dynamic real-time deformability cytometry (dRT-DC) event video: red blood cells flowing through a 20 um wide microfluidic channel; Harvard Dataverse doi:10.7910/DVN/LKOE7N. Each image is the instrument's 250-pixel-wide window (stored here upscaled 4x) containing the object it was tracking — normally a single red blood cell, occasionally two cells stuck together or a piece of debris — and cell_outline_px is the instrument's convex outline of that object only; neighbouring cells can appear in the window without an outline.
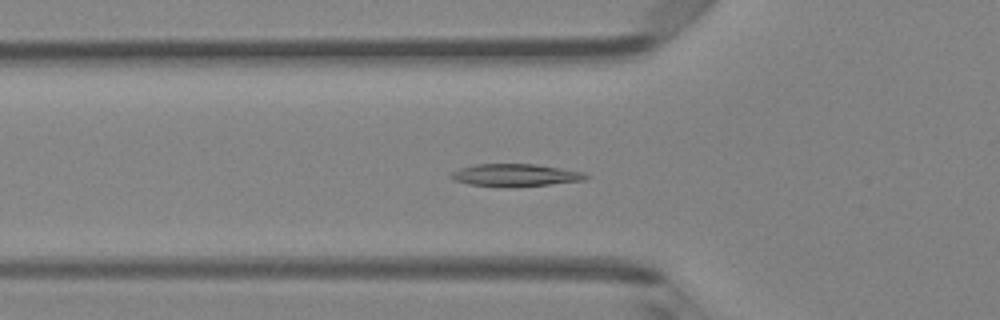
{"species": "Egyptian fruit bat (a non-hibernating species)", "species_latin": "Rousettus aegyptiacus", "temperature_condition": "room temperature", "stored_images_in_passage": 20, "camera_frame_rate_fps": 3000, "um_per_image_px": 0.085, "animal": {"sex": "female"}, "frame": {"image": 1, "passage_image": 17, "time_ms": 5.333, "image_size_px": [1000, 320], "cell_outline_px": [[592, 176], [584, 180], [552, 184], [468, 184], [452, 180], [448, 176], [452, 172], [460, 168], [476, 164], [536, 164], [584, 172]], "centroid_in_image_um": [43.83, 14.84], "position_along_channel_um": 82.0, "area_um2": 16.76}}
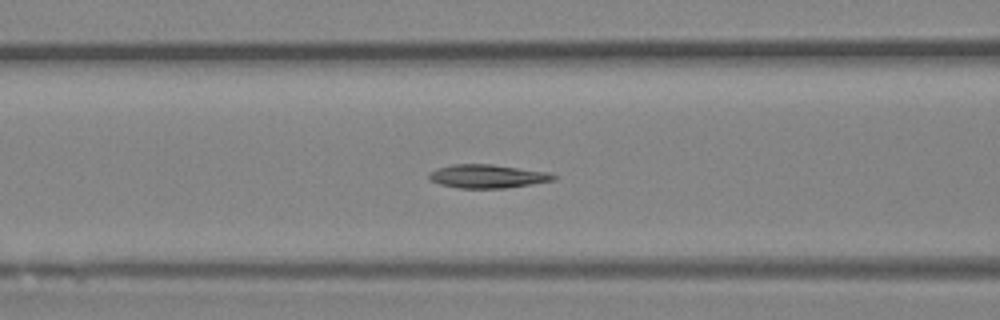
{"frame": {"image": 2, "passage_image": 20, "time_ms": 6.333, "image_size_px": [1000, 320], "cell_outline_px": [[556, 180], [532, 184], [504, 188], [456, 188], [440, 184], [432, 180], [428, 176], [428, 172], [436, 168], [452, 164], [492, 164], [548, 172], [556, 176]], "centroid_in_image_um": [41.41, 14.98], "position_along_channel_um": 125.2, "area_um2": 17.11}}